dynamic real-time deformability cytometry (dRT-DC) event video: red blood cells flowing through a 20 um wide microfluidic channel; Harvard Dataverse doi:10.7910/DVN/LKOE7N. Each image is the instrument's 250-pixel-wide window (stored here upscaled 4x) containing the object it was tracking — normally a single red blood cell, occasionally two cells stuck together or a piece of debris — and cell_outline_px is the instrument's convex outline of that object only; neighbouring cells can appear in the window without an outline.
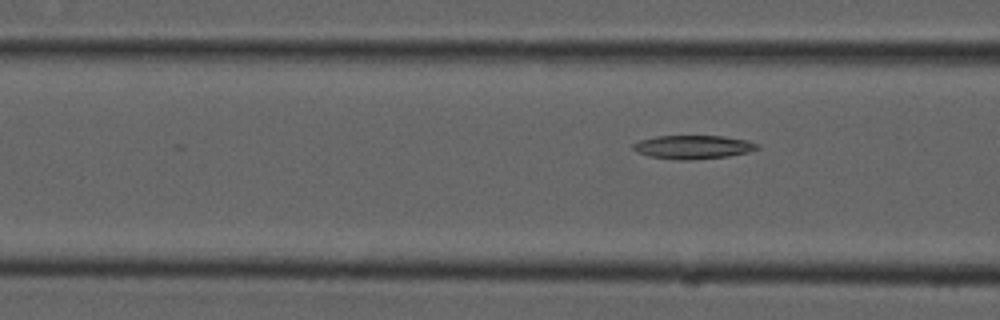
{"species": "common noctule bat (a hibernating species)", "species_latin": "Nyctalus noctula", "temperature_condition": "cold", "stored_images_in_passage": 5, "camera_frame_rate_fps": 3000, "um_per_image_px": 0.085, "animal": {"sex": "male", "forearm_length_mm": 52.5}, "frame": {"image": 1, "passage_image": 5, "time_ms": 1.333, "image_size_px": [1000, 320], "cell_outline_px": [[760, 148], [748, 152], [728, 156], [692, 160], [680, 160], [648, 156], [636, 152], [632, 148], [632, 144], [640, 140], [656, 136], [724, 136], [744, 140], [760, 144]], "centroid_in_image_um": [58.89, 12.5], "position_along_channel_um": 107.7, "area_um2": 17.11}}